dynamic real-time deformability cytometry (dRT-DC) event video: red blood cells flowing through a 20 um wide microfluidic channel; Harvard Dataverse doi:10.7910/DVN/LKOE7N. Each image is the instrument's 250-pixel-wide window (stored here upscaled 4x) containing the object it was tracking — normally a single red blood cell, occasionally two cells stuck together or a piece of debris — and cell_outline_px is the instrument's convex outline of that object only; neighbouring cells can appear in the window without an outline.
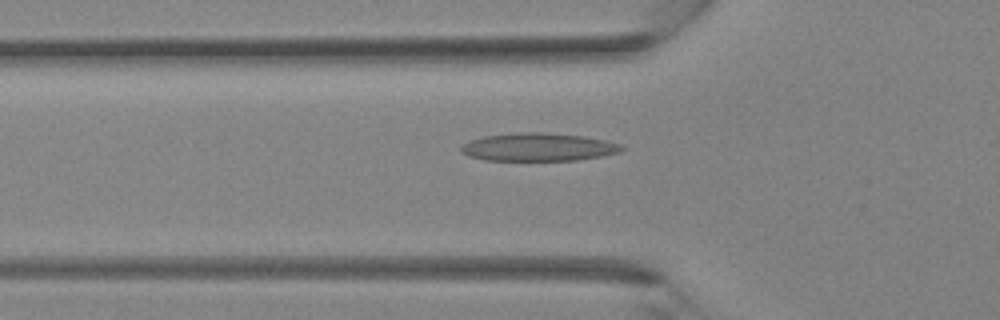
{"species": "Egyptian fruit bat (a non-hibernating species)", "species_latin": "Rousettus aegyptiacus", "temperature_condition": "room temperature", "stored_images_in_passage": 24, "camera_frame_rate_fps": 3000, "um_per_image_px": 0.085, "animal": {"sex": "female"}, "frame": {"image": 1, "passage_image": 2, "time_ms": 0.333, "image_size_px": [1000, 320], "cell_outline_px": [[628, 148], [620, 152], [600, 156], [576, 160], [484, 160], [468, 156], [460, 152], [460, 148], [468, 140], [484, 136], [516, 132], [544, 132], [584, 136], [604, 140], [620, 144]], "centroid_in_image_um": [45.74, 12.49], "position_along_channel_um": 80.1, "area_um2": 26.36}}
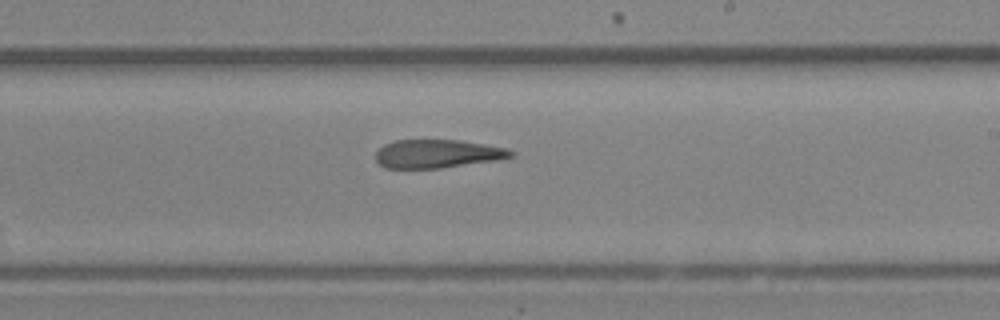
{"frame": {"image": 2, "passage_image": 11, "time_ms": 3.333, "image_size_px": [1000, 320], "cell_outline_px": [[516, 152], [512, 156], [504, 160], [440, 168], [384, 168], [376, 160], [376, 152], [384, 144], [396, 140], [460, 140], [484, 144], [504, 148]], "centroid_in_image_um": [37.22, 13.08], "position_along_channel_um": 251.8, "area_um2": 22.54}}
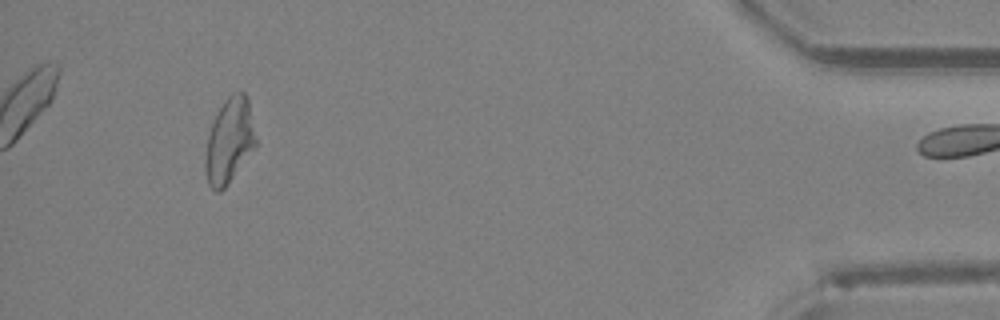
{"frame": {"image": 3, "passage_image": 23, "time_ms": 7.333, "image_size_px": [1000, 320], "cell_outline_px": [[256, 144], [228, 184], [220, 192], [216, 192], [208, 184], [204, 168], [204, 160], [208, 136], [212, 124], [224, 100], [232, 92], [244, 92], [248, 96], [256, 140]], "centroid_in_image_um": [19.48, 11.96], "position_along_channel_um": 415.7, "area_um2": 24.74}}